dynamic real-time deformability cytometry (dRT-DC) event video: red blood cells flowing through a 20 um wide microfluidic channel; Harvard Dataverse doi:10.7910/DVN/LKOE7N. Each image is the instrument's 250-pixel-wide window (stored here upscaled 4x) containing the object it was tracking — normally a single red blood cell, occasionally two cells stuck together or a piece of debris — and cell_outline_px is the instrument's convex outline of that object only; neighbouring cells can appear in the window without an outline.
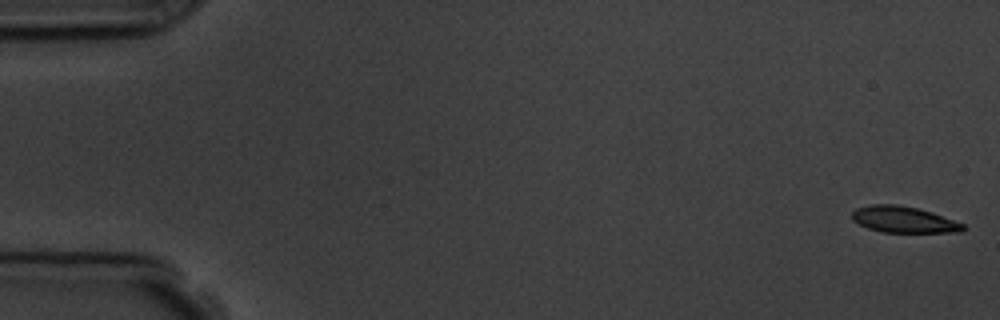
{"species": "common noctule bat (a hibernating species)", "species_latin": "Nyctalus noctula", "temperature_condition": "room temperature", "stored_images_in_passage": 5, "camera_frame_rate_fps": 3000, "um_per_image_px": 0.085, "animal": {"sex": "male", "body_mass_g": 19.5, "forearm_length_mm": 54.6}, "frame": {"image": 1, "passage_image": 1, "time_ms": 0.0, "image_size_px": [1000, 320], "cell_outline_px": [[964, 228], [960, 232], [880, 232], [868, 228], [852, 220], [852, 212], [856, 208], [872, 204], [896, 204], [916, 208], [932, 212], [964, 224]], "centroid_in_image_um": [76.78, 18.66], "position_along_channel_um": 8.2, "area_um2": 16.88}}
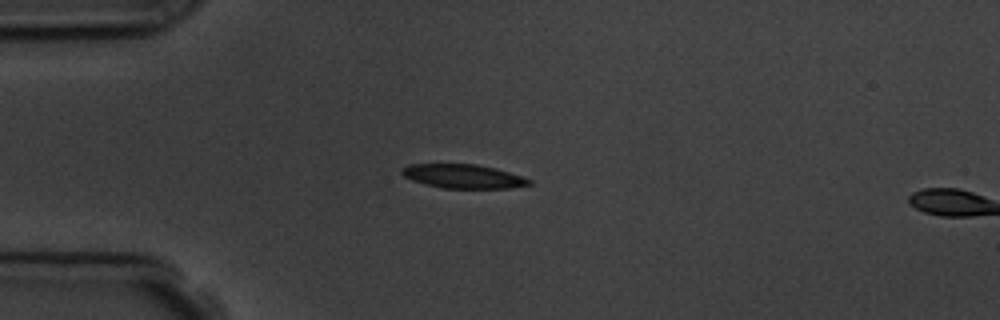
{"frame": {"image": 2, "passage_image": 4, "time_ms": 4.333, "image_size_px": [1000, 320], "cell_outline_px": [[532, 184], [512, 188], [444, 188], [424, 184], [412, 180], [404, 176], [400, 172], [400, 168], [408, 164], [476, 164], [496, 168], [532, 180]], "centroid_in_image_um": [39.34, 14.98], "position_along_channel_um": 45.7, "area_um2": 17.8}}